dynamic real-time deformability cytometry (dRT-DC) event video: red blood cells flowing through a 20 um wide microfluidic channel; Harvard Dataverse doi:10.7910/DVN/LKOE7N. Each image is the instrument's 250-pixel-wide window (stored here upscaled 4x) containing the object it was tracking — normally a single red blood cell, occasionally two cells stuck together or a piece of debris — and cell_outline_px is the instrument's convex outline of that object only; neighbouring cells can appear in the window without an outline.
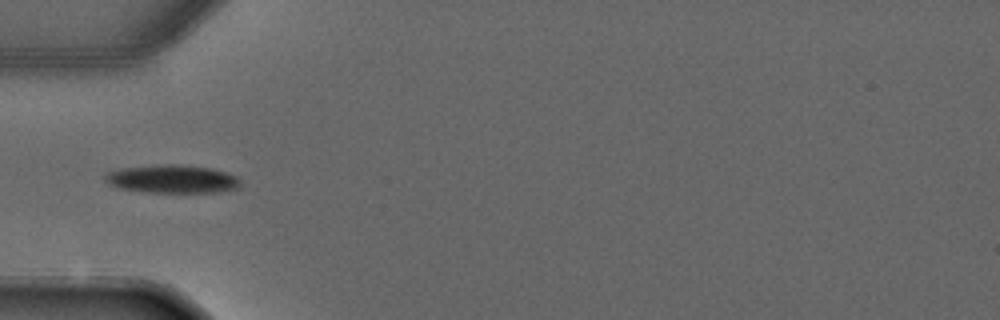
{"species": "common noctule bat (a hibernating species)", "species_latin": "Nyctalus noctula", "temperature_condition": "warm", "stored_images_in_passage": 5, "camera_frame_rate_fps": 3000, "um_per_image_px": 0.085, "animal": {"sex": "male", "forearm_length_mm": 52.5}, "frame": {"image": 1, "passage_image": 5, "time_ms": 4.667, "image_size_px": [1000, 320], "cell_outline_px": [[240, 188], [220, 192], [148, 192], [120, 188], [108, 184], [104, 180], [104, 176], [108, 172], [120, 168], [168, 164], [172, 164], [212, 168], [236, 176], [240, 180]], "centroid_in_image_um": [14.65, 15.22], "position_along_channel_um": 70.4, "area_um2": 22.14}}